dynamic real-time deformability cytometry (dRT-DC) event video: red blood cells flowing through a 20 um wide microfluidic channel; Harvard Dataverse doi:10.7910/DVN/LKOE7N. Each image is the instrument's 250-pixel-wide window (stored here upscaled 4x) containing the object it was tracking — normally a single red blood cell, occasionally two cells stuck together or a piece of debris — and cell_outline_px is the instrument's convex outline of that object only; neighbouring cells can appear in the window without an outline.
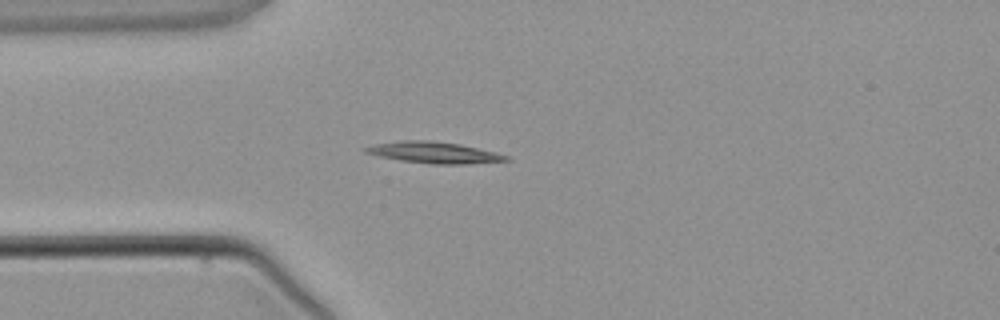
{"species": "common noctule bat (a hibernating species)", "species_latin": "Nyctalus noctula", "temperature_condition": "warm", "stored_images_in_passage": 2, "camera_frame_rate_fps": 3000, "um_per_image_px": 0.085, "animal": {"sex": "male", "body_mass_g": 21.5, "forearm_length_mm": 52.0}, "frame": {"image": 1, "passage_image": 2, "time_ms": 1.333, "image_size_px": [1000, 320], "cell_outline_px": [[512, 160], [464, 164], [432, 164], [400, 160], [380, 156], [364, 152], [364, 148], [376, 144], [400, 140], [432, 140], [460, 144], [496, 152], [508, 156]], "centroid_in_image_um": [36.92, 12.96], "position_along_channel_um": 48.1, "area_um2": 17.4}}